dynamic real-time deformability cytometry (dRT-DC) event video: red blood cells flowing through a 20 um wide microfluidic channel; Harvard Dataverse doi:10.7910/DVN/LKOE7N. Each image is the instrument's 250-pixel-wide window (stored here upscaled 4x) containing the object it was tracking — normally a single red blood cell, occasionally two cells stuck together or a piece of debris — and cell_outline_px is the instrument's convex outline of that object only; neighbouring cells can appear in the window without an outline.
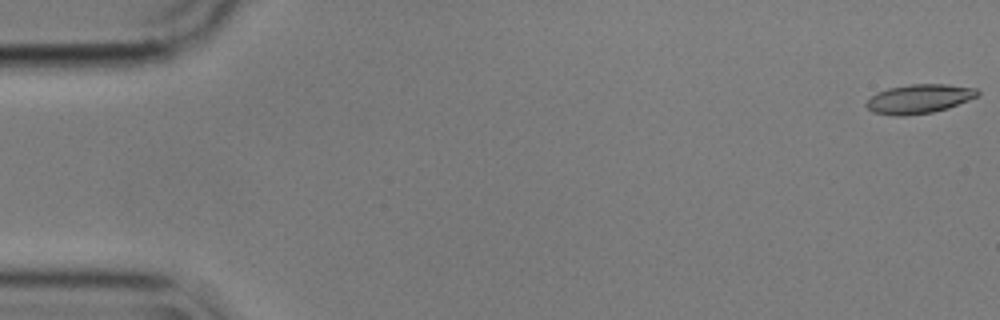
{"species": "common noctule bat (a hibernating species)", "species_latin": "Nyctalus noctula", "temperature_condition": "cold", "stored_images_in_passage": 19, "camera_frame_rate_fps": 3000, "um_per_image_px": 0.085, "animal": {"sex": "male", "body_mass_g": 17.9}, "frame": {"image": 1, "passage_image": 1, "time_ms": 0.0, "image_size_px": [1000, 320], "cell_outline_px": [[980, 92], [976, 96], [968, 100], [948, 108], [932, 112], [904, 116], [896, 116], [872, 112], [864, 104], [876, 92], [888, 88], [912, 84], [948, 84], [976, 88]], "centroid_in_image_um": [78.1, 8.4], "position_along_channel_um": 6.9, "area_um2": 18.84}}
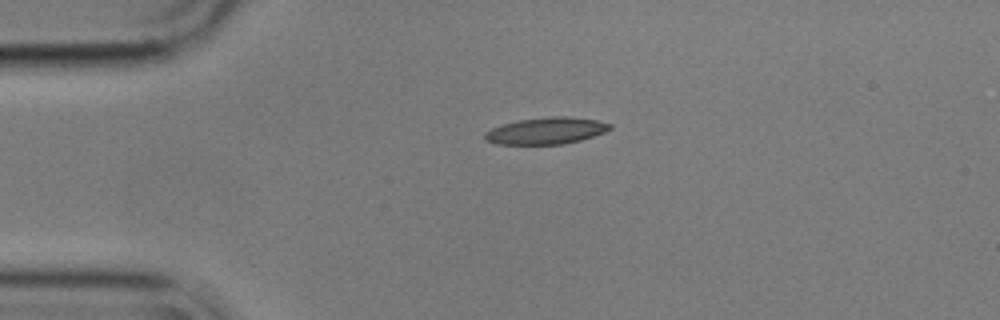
{"frame": {"image": 2, "passage_image": 13, "time_ms": 4.0, "image_size_px": [1000, 320], "cell_outline_px": [[612, 128], [604, 132], [580, 140], [564, 144], [496, 144], [484, 140], [484, 132], [500, 124], [516, 120], [552, 116], [568, 116], [596, 120], [612, 124]], "centroid_in_image_um": [46.38, 11.11], "position_along_channel_um": 38.6, "area_um2": 19.59}}
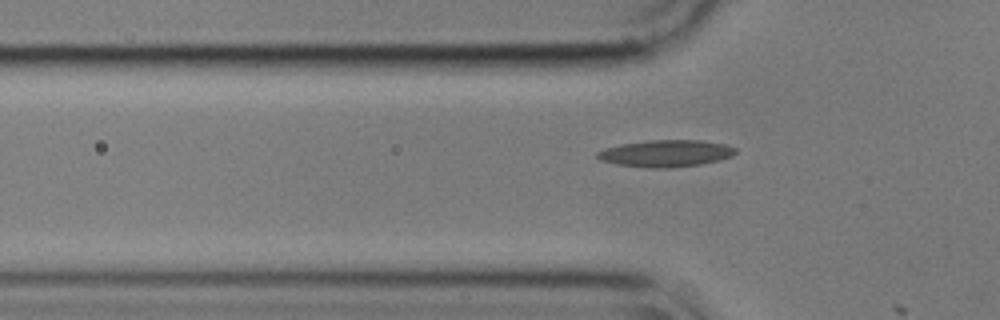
{"frame": {"image": 3, "passage_image": 18, "time_ms": 5.667, "image_size_px": [1000, 320], "cell_outline_px": [[736, 152], [732, 156], [720, 160], [700, 164], [668, 168], [652, 168], [616, 164], [600, 160], [596, 156], [596, 152], [604, 148], [620, 144], [652, 140], [700, 140], [728, 144], [736, 148]], "centroid_in_image_um": [56.61, 13.03], "position_along_channel_um": 69.2, "area_um2": 21.73}}